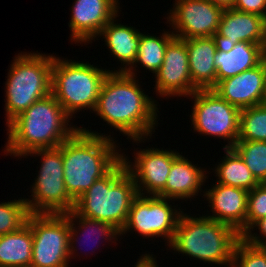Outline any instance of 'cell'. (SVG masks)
<instances>
[{
  "mask_svg": "<svg viewBox=\"0 0 266 267\" xmlns=\"http://www.w3.org/2000/svg\"><path fill=\"white\" fill-rule=\"evenodd\" d=\"M142 87L138 77L126 72H109L93 111L112 130L127 136L137 146L151 142L160 125L159 102L145 94L147 91Z\"/></svg>",
  "mask_w": 266,
  "mask_h": 267,
  "instance_id": "6da1fadb",
  "label": "cell"
},
{
  "mask_svg": "<svg viewBox=\"0 0 266 267\" xmlns=\"http://www.w3.org/2000/svg\"><path fill=\"white\" fill-rule=\"evenodd\" d=\"M112 133H99L92 131L91 126L89 129V126L85 128L81 125L58 146L62 151L65 187L74 200L122 159V144L117 143L114 131Z\"/></svg>",
  "mask_w": 266,
  "mask_h": 267,
  "instance_id": "7a4b0ae2",
  "label": "cell"
},
{
  "mask_svg": "<svg viewBox=\"0 0 266 267\" xmlns=\"http://www.w3.org/2000/svg\"><path fill=\"white\" fill-rule=\"evenodd\" d=\"M50 93L33 103L7 126L4 155L22 159L36 149L56 148L79 128ZM21 157V158H20Z\"/></svg>",
  "mask_w": 266,
  "mask_h": 267,
  "instance_id": "3957f363",
  "label": "cell"
},
{
  "mask_svg": "<svg viewBox=\"0 0 266 267\" xmlns=\"http://www.w3.org/2000/svg\"><path fill=\"white\" fill-rule=\"evenodd\" d=\"M188 214H181L173 240L166 249L176 255L177 252L183 257L185 255L190 261L197 260L213 267H231L240 234L232 226L206 217L205 213L202 216Z\"/></svg>",
  "mask_w": 266,
  "mask_h": 267,
  "instance_id": "277c9868",
  "label": "cell"
},
{
  "mask_svg": "<svg viewBox=\"0 0 266 267\" xmlns=\"http://www.w3.org/2000/svg\"><path fill=\"white\" fill-rule=\"evenodd\" d=\"M137 195L134 178L121 159L75 200L74 210L86 218L108 222L120 232Z\"/></svg>",
  "mask_w": 266,
  "mask_h": 267,
  "instance_id": "5b68a950",
  "label": "cell"
},
{
  "mask_svg": "<svg viewBox=\"0 0 266 267\" xmlns=\"http://www.w3.org/2000/svg\"><path fill=\"white\" fill-rule=\"evenodd\" d=\"M53 54L38 51L15 54L4 83L6 126L51 93Z\"/></svg>",
  "mask_w": 266,
  "mask_h": 267,
  "instance_id": "8992f818",
  "label": "cell"
},
{
  "mask_svg": "<svg viewBox=\"0 0 266 267\" xmlns=\"http://www.w3.org/2000/svg\"><path fill=\"white\" fill-rule=\"evenodd\" d=\"M57 56L52 65L51 93L71 118L82 110L93 113L103 82L113 70Z\"/></svg>",
  "mask_w": 266,
  "mask_h": 267,
  "instance_id": "52a82bcc",
  "label": "cell"
},
{
  "mask_svg": "<svg viewBox=\"0 0 266 267\" xmlns=\"http://www.w3.org/2000/svg\"><path fill=\"white\" fill-rule=\"evenodd\" d=\"M28 156L39 157L41 161L34 183L30 186L31 195L25 196L30 213L65 214L74 209L75 200L68 194L64 182L62 151L59 147L36 149ZM31 197V198H30Z\"/></svg>",
  "mask_w": 266,
  "mask_h": 267,
  "instance_id": "ba28073f",
  "label": "cell"
},
{
  "mask_svg": "<svg viewBox=\"0 0 266 267\" xmlns=\"http://www.w3.org/2000/svg\"><path fill=\"white\" fill-rule=\"evenodd\" d=\"M176 200L158 196L137 195L131 204L125 226L120 231V240L130 232L138 237L150 239L161 237L167 247L172 242L181 214L186 211ZM172 203V204H171ZM173 205V206H172ZM181 208V209H180Z\"/></svg>",
  "mask_w": 266,
  "mask_h": 267,
  "instance_id": "9c48e42d",
  "label": "cell"
},
{
  "mask_svg": "<svg viewBox=\"0 0 266 267\" xmlns=\"http://www.w3.org/2000/svg\"><path fill=\"white\" fill-rule=\"evenodd\" d=\"M187 99L193 103L189 117L195 134L227 141L223 148H232L238 140L241 110L212 89L196 90Z\"/></svg>",
  "mask_w": 266,
  "mask_h": 267,
  "instance_id": "30bf717a",
  "label": "cell"
},
{
  "mask_svg": "<svg viewBox=\"0 0 266 267\" xmlns=\"http://www.w3.org/2000/svg\"><path fill=\"white\" fill-rule=\"evenodd\" d=\"M27 223L33 234L30 267H70L67 215L30 213Z\"/></svg>",
  "mask_w": 266,
  "mask_h": 267,
  "instance_id": "8fae6325",
  "label": "cell"
},
{
  "mask_svg": "<svg viewBox=\"0 0 266 267\" xmlns=\"http://www.w3.org/2000/svg\"><path fill=\"white\" fill-rule=\"evenodd\" d=\"M157 147H133V161L122 150V160L134 178L139 195L158 196L165 189L173 160L180 154L174 148Z\"/></svg>",
  "mask_w": 266,
  "mask_h": 267,
  "instance_id": "7c38bea8",
  "label": "cell"
},
{
  "mask_svg": "<svg viewBox=\"0 0 266 267\" xmlns=\"http://www.w3.org/2000/svg\"><path fill=\"white\" fill-rule=\"evenodd\" d=\"M165 22L175 37L189 39L216 35L223 7L208 0H175Z\"/></svg>",
  "mask_w": 266,
  "mask_h": 267,
  "instance_id": "4fadbf2b",
  "label": "cell"
},
{
  "mask_svg": "<svg viewBox=\"0 0 266 267\" xmlns=\"http://www.w3.org/2000/svg\"><path fill=\"white\" fill-rule=\"evenodd\" d=\"M152 93L159 99L189 97L197 89L192 85L185 39L174 37L167 45L164 61L154 75Z\"/></svg>",
  "mask_w": 266,
  "mask_h": 267,
  "instance_id": "5bb4252c",
  "label": "cell"
},
{
  "mask_svg": "<svg viewBox=\"0 0 266 267\" xmlns=\"http://www.w3.org/2000/svg\"><path fill=\"white\" fill-rule=\"evenodd\" d=\"M120 0H74L68 22L70 41L74 44L92 45L104 26L122 9Z\"/></svg>",
  "mask_w": 266,
  "mask_h": 267,
  "instance_id": "9a60e30c",
  "label": "cell"
},
{
  "mask_svg": "<svg viewBox=\"0 0 266 267\" xmlns=\"http://www.w3.org/2000/svg\"><path fill=\"white\" fill-rule=\"evenodd\" d=\"M212 184L204 189V200L210 207L206 212H212L205 216L232 226L242 236L246 232L248 191L216 182Z\"/></svg>",
  "mask_w": 266,
  "mask_h": 267,
  "instance_id": "2e32d148",
  "label": "cell"
},
{
  "mask_svg": "<svg viewBox=\"0 0 266 267\" xmlns=\"http://www.w3.org/2000/svg\"><path fill=\"white\" fill-rule=\"evenodd\" d=\"M212 90L240 110L264 103L266 62L219 81Z\"/></svg>",
  "mask_w": 266,
  "mask_h": 267,
  "instance_id": "e0dca14e",
  "label": "cell"
},
{
  "mask_svg": "<svg viewBox=\"0 0 266 267\" xmlns=\"http://www.w3.org/2000/svg\"><path fill=\"white\" fill-rule=\"evenodd\" d=\"M183 153L172 162L165 189L158 195L161 198L173 199L179 204L185 201H196V196L204 198L205 183H208L209 171L190 161ZM202 192V193H201ZM200 194V195H199ZM195 198V199H194ZM183 200V201H182Z\"/></svg>",
  "mask_w": 266,
  "mask_h": 267,
  "instance_id": "ac0fdd59",
  "label": "cell"
},
{
  "mask_svg": "<svg viewBox=\"0 0 266 267\" xmlns=\"http://www.w3.org/2000/svg\"><path fill=\"white\" fill-rule=\"evenodd\" d=\"M215 37L222 47H230L239 42L266 43V18L253 13L224 9Z\"/></svg>",
  "mask_w": 266,
  "mask_h": 267,
  "instance_id": "d6986e66",
  "label": "cell"
},
{
  "mask_svg": "<svg viewBox=\"0 0 266 267\" xmlns=\"http://www.w3.org/2000/svg\"><path fill=\"white\" fill-rule=\"evenodd\" d=\"M65 214L67 215V217L69 219V226H70L69 246H68L69 247V261L70 260L72 261V259H77L78 256L82 255V254L86 255L85 259H87V257H88L87 253L84 254L85 251H84V253L81 251V250H83L82 247H80L81 250L79 248V246H83V244L84 245H86L87 243L95 244V245H92L93 248H91L92 246L90 247L91 252L95 253V251H97L98 248H99L98 250H100L101 247L97 244H99L101 241H102L101 244L104 241H105L104 243H106L108 241L107 242L108 245H111L113 243H115V245H118L117 241L119 243H121L119 241L120 240V232L114 226H112L110 223L100 221V220L86 218L84 216L79 215L74 209L70 212L65 213ZM81 237H82V239H81ZM77 243H78V246H77ZM88 245H87V247L90 246V245L89 246ZM91 252H89L88 254H90Z\"/></svg>",
  "mask_w": 266,
  "mask_h": 267,
  "instance_id": "ffe728a7",
  "label": "cell"
},
{
  "mask_svg": "<svg viewBox=\"0 0 266 267\" xmlns=\"http://www.w3.org/2000/svg\"><path fill=\"white\" fill-rule=\"evenodd\" d=\"M192 85L197 90L213 89L217 84L214 57L220 43L215 36L185 39Z\"/></svg>",
  "mask_w": 266,
  "mask_h": 267,
  "instance_id": "44dd1931",
  "label": "cell"
},
{
  "mask_svg": "<svg viewBox=\"0 0 266 267\" xmlns=\"http://www.w3.org/2000/svg\"><path fill=\"white\" fill-rule=\"evenodd\" d=\"M121 12L122 10L104 26L96 37V40H100L98 38L104 40L110 55L121 64L119 69L117 68L114 72H126L134 64L141 34V31L133 25L118 23L121 22L117 19Z\"/></svg>",
  "mask_w": 266,
  "mask_h": 267,
  "instance_id": "7402d4cb",
  "label": "cell"
},
{
  "mask_svg": "<svg viewBox=\"0 0 266 267\" xmlns=\"http://www.w3.org/2000/svg\"><path fill=\"white\" fill-rule=\"evenodd\" d=\"M214 60L218 83L259 65L264 60V48L250 42H239L230 47L219 45Z\"/></svg>",
  "mask_w": 266,
  "mask_h": 267,
  "instance_id": "603a6c76",
  "label": "cell"
},
{
  "mask_svg": "<svg viewBox=\"0 0 266 267\" xmlns=\"http://www.w3.org/2000/svg\"><path fill=\"white\" fill-rule=\"evenodd\" d=\"M33 234L28 223L0 236V267H30Z\"/></svg>",
  "mask_w": 266,
  "mask_h": 267,
  "instance_id": "cb8c5ba5",
  "label": "cell"
},
{
  "mask_svg": "<svg viewBox=\"0 0 266 267\" xmlns=\"http://www.w3.org/2000/svg\"><path fill=\"white\" fill-rule=\"evenodd\" d=\"M170 29L168 31L165 30L158 36L156 34L141 32L136 60L126 73L137 78V72L139 74L140 68L143 67L145 68L143 70H148L154 76L163 64L168 43L175 37Z\"/></svg>",
  "mask_w": 266,
  "mask_h": 267,
  "instance_id": "d4e9b609",
  "label": "cell"
},
{
  "mask_svg": "<svg viewBox=\"0 0 266 267\" xmlns=\"http://www.w3.org/2000/svg\"><path fill=\"white\" fill-rule=\"evenodd\" d=\"M225 156L217 162L213 168V176H216V183L252 190L260 183L255 179L248 166L233 148H223Z\"/></svg>",
  "mask_w": 266,
  "mask_h": 267,
  "instance_id": "484cf974",
  "label": "cell"
},
{
  "mask_svg": "<svg viewBox=\"0 0 266 267\" xmlns=\"http://www.w3.org/2000/svg\"><path fill=\"white\" fill-rule=\"evenodd\" d=\"M237 141L266 142V103L240 111L239 135Z\"/></svg>",
  "mask_w": 266,
  "mask_h": 267,
  "instance_id": "4316f807",
  "label": "cell"
},
{
  "mask_svg": "<svg viewBox=\"0 0 266 267\" xmlns=\"http://www.w3.org/2000/svg\"><path fill=\"white\" fill-rule=\"evenodd\" d=\"M232 148L248 166L255 179L262 184L266 180V142L237 141Z\"/></svg>",
  "mask_w": 266,
  "mask_h": 267,
  "instance_id": "83f0119b",
  "label": "cell"
},
{
  "mask_svg": "<svg viewBox=\"0 0 266 267\" xmlns=\"http://www.w3.org/2000/svg\"><path fill=\"white\" fill-rule=\"evenodd\" d=\"M29 215L24 197L0 201V236L19 230L27 223Z\"/></svg>",
  "mask_w": 266,
  "mask_h": 267,
  "instance_id": "f1b7e54d",
  "label": "cell"
},
{
  "mask_svg": "<svg viewBox=\"0 0 266 267\" xmlns=\"http://www.w3.org/2000/svg\"><path fill=\"white\" fill-rule=\"evenodd\" d=\"M231 267H266V246H253L240 238L234 247Z\"/></svg>",
  "mask_w": 266,
  "mask_h": 267,
  "instance_id": "f546056e",
  "label": "cell"
},
{
  "mask_svg": "<svg viewBox=\"0 0 266 267\" xmlns=\"http://www.w3.org/2000/svg\"><path fill=\"white\" fill-rule=\"evenodd\" d=\"M264 217H266V187L259 184L248 192L246 231Z\"/></svg>",
  "mask_w": 266,
  "mask_h": 267,
  "instance_id": "4dcf8cb0",
  "label": "cell"
},
{
  "mask_svg": "<svg viewBox=\"0 0 266 267\" xmlns=\"http://www.w3.org/2000/svg\"><path fill=\"white\" fill-rule=\"evenodd\" d=\"M241 238L253 246H266V217L256 221Z\"/></svg>",
  "mask_w": 266,
  "mask_h": 267,
  "instance_id": "1f68e13d",
  "label": "cell"
},
{
  "mask_svg": "<svg viewBox=\"0 0 266 267\" xmlns=\"http://www.w3.org/2000/svg\"><path fill=\"white\" fill-rule=\"evenodd\" d=\"M232 8L266 18V0H235Z\"/></svg>",
  "mask_w": 266,
  "mask_h": 267,
  "instance_id": "d6a6232c",
  "label": "cell"
},
{
  "mask_svg": "<svg viewBox=\"0 0 266 267\" xmlns=\"http://www.w3.org/2000/svg\"><path fill=\"white\" fill-rule=\"evenodd\" d=\"M151 252L142 253L139 258H137V262L134 263V267H159V261H157V256L154 254H150ZM158 262V263H157Z\"/></svg>",
  "mask_w": 266,
  "mask_h": 267,
  "instance_id": "836d02e7",
  "label": "cell"
},
{
  "mask_svg": "<svg viewBox=\"0 0 266 267\" xmlns=\"http://www.w3.org/2000/svg\"><path fill=\"white\" fill-rule=\"evenodd\" d=\"M209 2L216 4L224 9L232 8L235 0H208Z\"/></svg>",
  "mask_w": 266,
  "mask_h": 267,
  "instance_id": "e575fe53",
  "label": "cell"
},
{
  "mask_svg": "<svg viewBox=\"0 0 266 267\" xmlns=\"http://www.w3.org/2000/svg\"><path fill=\"white\" fill-rule=\"evenodd\" d=\"M264 61L266 62V47H264Z\"/></svg>",
  "mask_w": 266,
  "mask_h": 267,
  "instance_id": "d590c367",
  "label": "cell"
},
{
  "mask_svg": "<svg viewBox=\"0 0 266 267\" xmlns=\"http://www.w3.org/2000/svg\"><path fill=\"white\" fill-rule=\"evenodd\" d=\"M264 103H266V91H265Z\"/></svg>",
  "mask_w": 266,
  "mask_h": 267,
  "instance_id": "8d00e7d4",
  "label": "cell"
},
{
  "mask_svg": "<svg viewBox=\"0 0 266 267\" xmlns=\"http://www.w3.org/2000/svg\"><path fill=\"white\" fill-rule=\"evenodd\" d=\"M262 184L266 187V180Z\"/></svg>",
  "mask_w": 266,
  "mask_h": 267,
  "instance_id": "74e56055",
  "label": "cell"
}]
</instances>
